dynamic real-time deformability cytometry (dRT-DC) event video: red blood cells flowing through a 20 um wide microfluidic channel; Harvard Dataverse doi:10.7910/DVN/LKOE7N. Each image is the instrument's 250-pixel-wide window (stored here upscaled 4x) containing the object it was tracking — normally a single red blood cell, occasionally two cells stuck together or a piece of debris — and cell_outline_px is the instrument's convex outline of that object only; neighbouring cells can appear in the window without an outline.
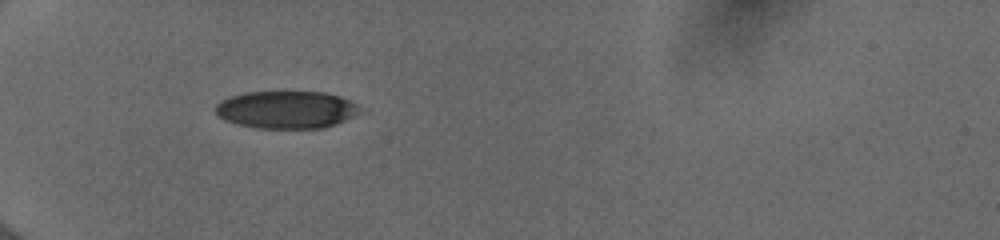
{"species": "human", "species_latin": "Homo sapiens", "temperature_condition": "cold", "stored_images_in_passage": 35, "camera_frame_rate_fps": 3000, "um_per_image_px": 0.085, "donor": {"sex": "female"}, "frame": {"image": 1, "passage_image": 1, "time_ms": 0.0, "image_size_px": [1000, 240], "cell_outline_px": [[356, 112], [352, 116], [344, 120], [324, 128], [256, 128], [224, 120], [216, 112], [216, 104], [228, 96], [244, 92], [324, 92], [340, 96], [348, 100], [356, 108]], "centroid_in_image_um": [24.26, 9.32], "position_along_channel_um": 60.7, "area_um2": 31.04}}
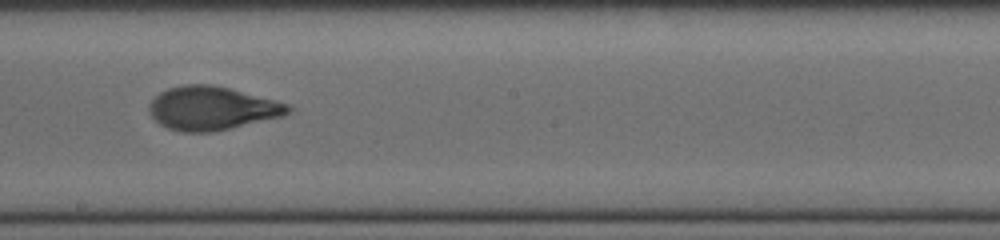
{"frame": {"image": 2, "passage_image": 15, "time_ms": 4.667, "image_size_px": [1000, 240], "cell_outline_px": [[292, 112], [284, 116], [212, 132], [180, 132], [168, 128], [160, 124], [152, 116], [148, 108], [148, 104], [160, 92], [168, 88], [184, 84], [212, 84], [228, 88], [288, 104], [292, 108]], "centroid_in_image_um": [18.0, 9.21], "position_along_channel_um": 230.2, "area_um2": 35.08}}
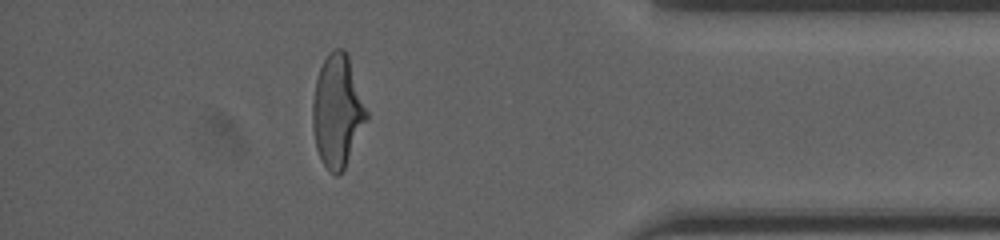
{"frame": {"image": 3, "passage_image": 30, "time_ms": 9.667, "image_size_px": [1000, 240], "cell_outline_px": [[368, 116], [344, 168], [336, 176], [324, 164], [316, 148], [312, 128], [312, 104], [316, 80], [320, 68], [324, 60], [332, 48], [344, 48], [348, 52], [368, 112]], "centroid_in_image_um": [28.67, 9.37], "position_along_channel_um": 406.5, "area_um2": 35.08}, "authors_computed_cell_mechanics": {"area_um2": 34.8534, "velocity_mm_per_s": 3.9962, "shape_relaxation_time_tau1_ms": 4.7172, "shape_relaxation_time_tau2_ms": 0.6979, "deformation_change_tau1": 0.1945, "deformation_change_tau2": 0.0585}}